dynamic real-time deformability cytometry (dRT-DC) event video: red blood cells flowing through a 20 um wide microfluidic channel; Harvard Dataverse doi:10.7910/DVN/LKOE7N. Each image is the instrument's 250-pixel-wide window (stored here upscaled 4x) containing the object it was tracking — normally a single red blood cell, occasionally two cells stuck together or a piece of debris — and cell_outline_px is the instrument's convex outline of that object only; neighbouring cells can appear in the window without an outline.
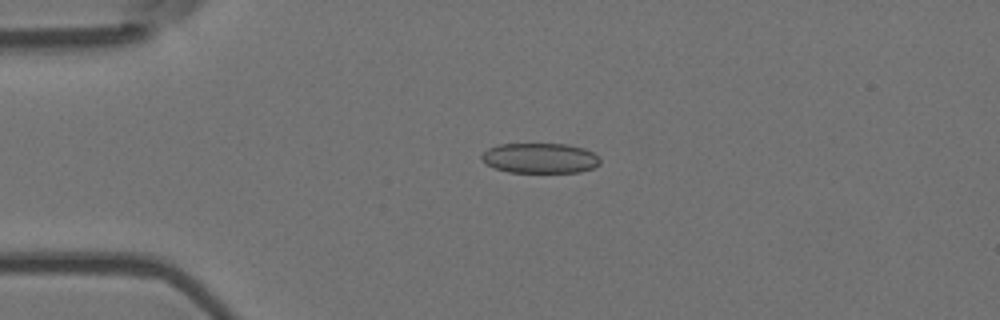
{"species": "Egyptian fruit bat (a non-hibernating species)", "species_latin": "Rousettus aegyptiacus", "temperature_condition": "room temperature", "stored_images_in_passage": 3, "camera_frame_rate_fps": 3000, "um_per_image_px": 0.085, "animal": {"sex": "female"}, "frame": {"image": 1, "passage_image": 1, "time_ms": 0.0, "image_size_px": [1000, 320], "cell_outline_px": [[600, 164], [592, 168], [580, 172], [508, 172], [484, 164], [480, 156], [488, 148], [500, 144], [568, 144], [584, 148], [592, 152], [600, 160]], "centroid_in_image_um": [45.88, 13.44], "position_along_channel_um": 39.1, "area_um2": 20.81}}
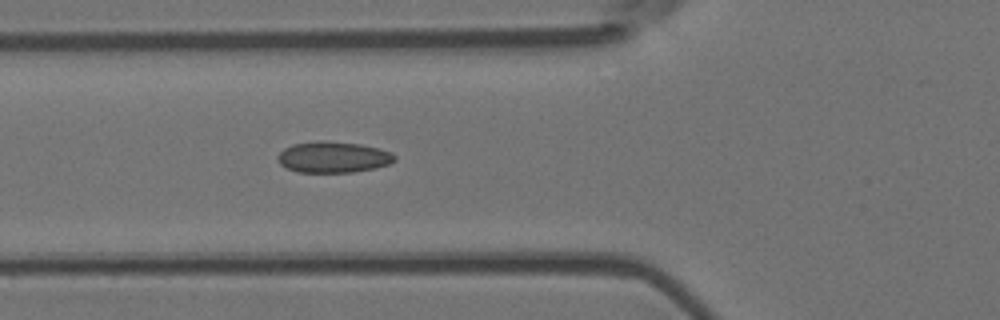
{"frame": {"image": 2, "passage_image": 3, "time_ms": 0.667, "image_size_px": [1000, 320], "cell_outline_px": [[396, 160], [388, 164], [376, 168], [352, 172], [296, 172], [280, 164], [276, 156], [284, 148], [292, 144], [324, 140], [360, 144], [380, 148], [392, 152], [396, 156]], "centroid_in_image_um": [28.33, 13.35], "position_along_channel_um": 97.5, "area_um2": 21.33}}